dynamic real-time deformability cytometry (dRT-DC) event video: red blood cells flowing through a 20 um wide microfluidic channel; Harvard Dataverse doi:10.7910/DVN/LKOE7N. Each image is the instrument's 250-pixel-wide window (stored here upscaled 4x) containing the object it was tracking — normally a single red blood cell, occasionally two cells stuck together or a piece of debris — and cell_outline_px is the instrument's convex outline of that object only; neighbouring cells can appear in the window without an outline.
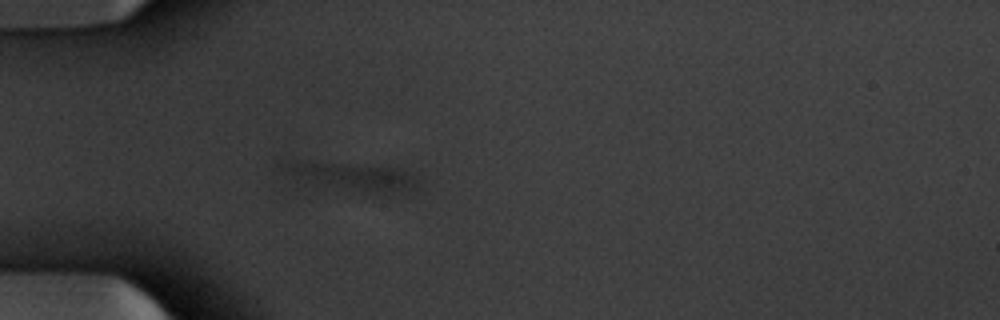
{"species": "common noctule bat (a hibernating species)", "species_latin": "Nyctalus noctula", "temperature_condition": "warm", "stored_images_in_passage": 53, "camera_frame_rate_fps": 3000, "um_per_image_px": 0.085, "animal": {"sex": "male", "body_mass_g": 20.1, "forearm_length_mm": 53.5}, "frame": {"image": 1, "passage_image": 15, "time_ms": 4.667, "image_size_px": [1000, 320], "cell_outline_px": [[420, 180], [416, 188], [396, 192], [364, 192], [316, 188], [304, 184], [296, 180], [276, 164], [288, 160], [312, 160], [404, 168], [416, 172]], "centroid_in_image_um": [29.81, 14.98], "position_along_channel_um": 55.2, "area_um2": 23.93}}
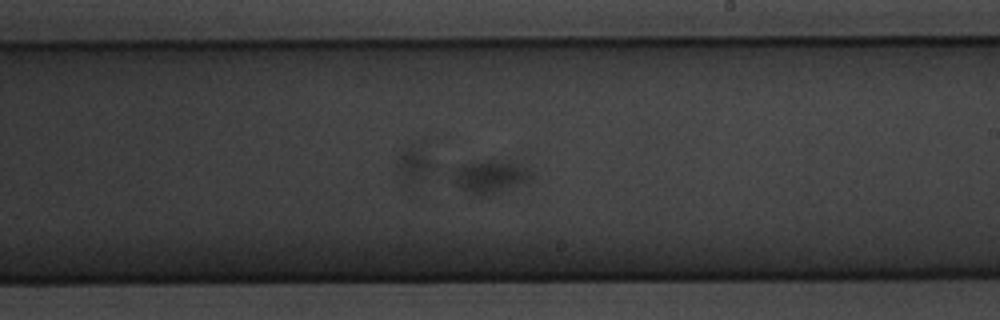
{"frame": {"image": 2, "passage_image": 31, "time_ms": 10.0, "image_size_px": [1000, 320], "cell_outline_px": [[532, 180], [484, 196], [480, 196], [464, 188], [456, 180], [456, 168], [460, 164], [492, 160], [520, 164], [528, 168], [532, 172]], "centroid_in_image_um": [41.77, 14.98], "position_along_channel_um": 247.2, "area_um2": 14.16}}
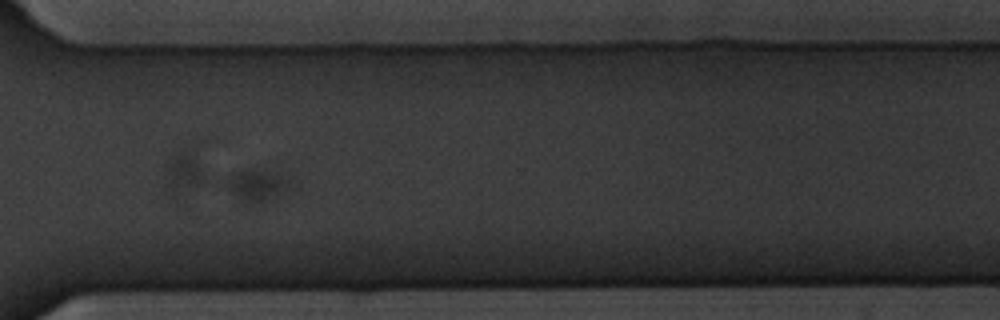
{"frame": {"image": 3, "passage_image": 39, "time_ms": 12.667, "image_size_px": [1000, 320], "cell_outline_px": [[292, 184], [288, 188], [268, 200], [248, 200], [240, 196], [232, 188], [228, 180], [232, 176], [240, 172], [268, 172], [292, 176]], "centroid_in_image_um": [22.07, 15.7], "position_along_channel_um": 348.5, "area_um2": 10.0}}